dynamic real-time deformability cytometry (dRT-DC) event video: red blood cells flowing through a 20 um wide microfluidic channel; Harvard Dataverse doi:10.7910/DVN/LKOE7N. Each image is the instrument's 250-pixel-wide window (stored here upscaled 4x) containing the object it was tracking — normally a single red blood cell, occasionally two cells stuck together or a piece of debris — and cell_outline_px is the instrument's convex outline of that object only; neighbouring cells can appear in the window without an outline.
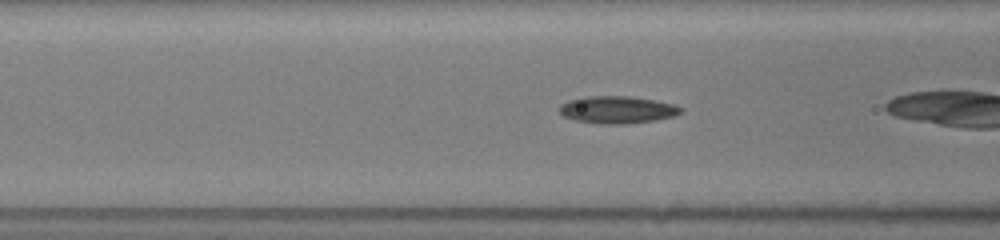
{"species": "common noctule bat (a hibernating species)", "species_latin": "Nyctalus noctula", "temperature_condition": "room temperature", "stored_images_in_passage": 40, "camera_frame_rate_fps": 3000, "um_per_image_px": 0.085, "animal": {"sex": "female", "body_mass_g": 19.5, "forearm_length_mm": 54.1}, "frame": {"image": 1, "passage_image": 20, "time_ms": 6.333, "image_size_px": [1000, 240], "cell_outline_px": [[684, 108], [676, 116], [656, 120], [624, 124], [600, 124], [576, 120], [564, 116], [560, 112], [560, 104], [568, 100], [584, 96], [632, 96], [656, 100], [676, 104]], "centroid_in_image_um": [52.51, 9.32], "position_along_channel_um": 114.1, "area_um2": 19.54}}
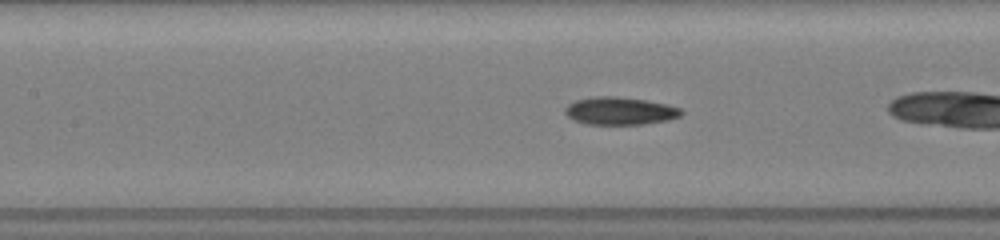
{"frame": {"image": 2, "passage_image": 23, "time_ms": 7.333, "image_size_px": [1000, 240], "cell_outline_px": [[684, 112], [680, 116], [668, 120], [644, 124], [584, 124], [568, 116], [564, 112], [564, 108], [568, 104], [576, 100], [592, 96], [616, 96], [644, 100], [668, 104], [680, 108]], "centroid_in_image_um": [52.69, 9.42], "position_along_channel_um": 154.7, "area_um2": 18.79}}